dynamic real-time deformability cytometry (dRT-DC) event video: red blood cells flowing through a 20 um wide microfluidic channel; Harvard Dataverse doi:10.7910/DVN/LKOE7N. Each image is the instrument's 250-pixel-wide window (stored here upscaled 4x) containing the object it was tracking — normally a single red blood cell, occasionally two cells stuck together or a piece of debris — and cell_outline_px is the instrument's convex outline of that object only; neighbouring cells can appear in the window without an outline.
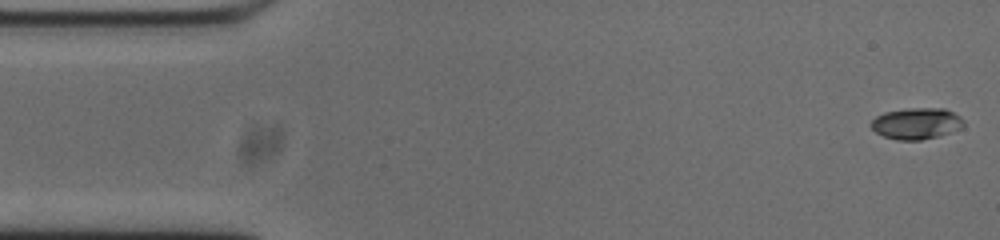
{"species": "common noctule bat (a hibernating species)", "species_latin": "Nyctalus noctula", "temperature_condition": "cold", "stored_images_in_passage": 53, "camera_frame_rate_fps": 3000, "um_per_image_px": 0.085, "animal": {"sex": "male", "body_mass_g": 20.0, "forearm_length_mm": 53.3}, "frame": {"image": 1, "passage_image": 1, "time_ms": 0.0, "image_size_px": [1000, 240], "cell_outline_px": [[964, 128], [940, 136], [920, 140], [896, 140], [884, 136], [876, 132], [872, 128], [872, 120], [876, 116], [884, 112], [908, 108], [944, 108], [960, 116], [964, 120]], "centroid_in_image_um": [77.94, 10.5], "position_along_channel_um": 7.1, "area_um2": 17.05}}
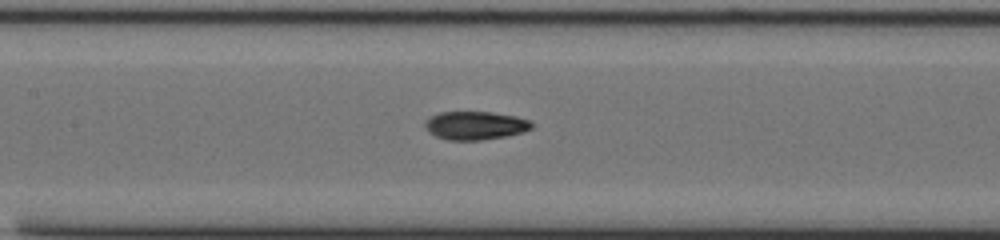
{"frame": {"image": 2, "passage_image": 23, "time_ms": 7.333, "image_size_px": [1000, 240], "cell_outline_px": [[536, 124], [532, 128], [524, 132], [504, 136], [480, 140], [448, 140], [436, 136], [428, 132], [424, 128], [424, 120], [428, 116], [440, 112], [492, 112], [516, 116], [528, 120]], "centroid_in_image_um": [40.37, 10.66], "position_along_channel_um": 167.0, "area_um2": 17.86}}
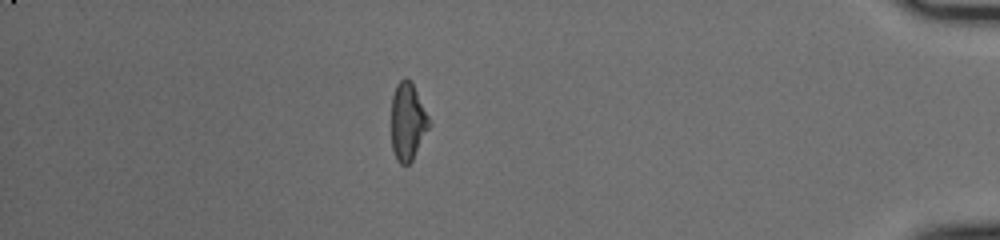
{"frame": {"image": 3, "passage_image": 46, "time_ms": 15.0, "image_size_px": [1000, 240], "cell_outline_px": [[432, 124], [412, 160], [408, 164], [400, 164], [396, 160], [392, 148], [392, 96], [396, 84], [404, 76], [412, 84]], "centroid_in_image_um": [34.65, 10.36], "position_along_channel_um": 400.5, "area_um2": 16.94}, "authors_computed_cell_mechanics": {"area_um2": 17.5134, "velocity_mm_per_s": 3.7418, "shape_relaxation_time_tau1_ms": 5.2206, "shape_relaxation_time_tau2_ms": 3.2307, "deformation_change_tau1": 0.1896, "deformation_change_tau2": 0.0622}}